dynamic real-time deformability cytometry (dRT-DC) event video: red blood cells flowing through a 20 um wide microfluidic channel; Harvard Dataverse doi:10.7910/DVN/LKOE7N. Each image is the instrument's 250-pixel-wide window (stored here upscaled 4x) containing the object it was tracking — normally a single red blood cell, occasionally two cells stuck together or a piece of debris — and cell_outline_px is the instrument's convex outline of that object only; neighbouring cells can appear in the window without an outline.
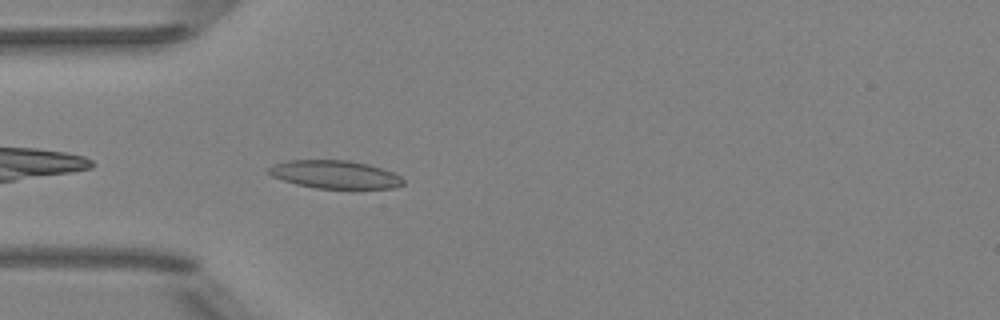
{"species": "Egyptian fruit bat (a non-hibernating species)", "species_latin": "Rousettus aegyptiacus", "temperature_condition": "room temperature", "stored_images_in_passage": 38, "camera_frame_rate_fps": 3000, "um_per_image_px": 0.085, "animal": {"sex": "female"}, "frame": {"image": 1, "passage_image": 2, "time_ms": 0.333, "image_size_px": [1000, 320], "cell_outline_px": [[404, 184], [392, 188], [316, 188], [296, 184], [272, 176], [268, 172], [268, 168], [272, 164], [288, 160], [348, 160], [368, 164], [392, 172], [400, 176], [404, 180]], "centroid_in_image_um": [28.45, 14.82], "position_along_channel_um": 56.6, "area_um2": 21.85}}
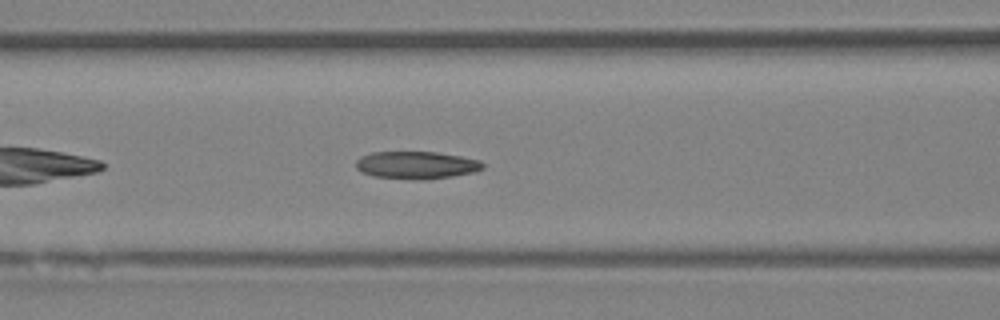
{"frame": {"image": 2, "passage_image": 8, "time_ms": 2.333, "image_size_px": [1000, 320], "cell_outline_px": [[484, 168], [476, 172], [428, 180], [412, 180], [372, 176], [360, 172], [356, 168], [356, 160], [360, 156], [372, 152], [436, 152], [460, 156], [480, 160], [484, 164]], "centroid_in_image_um": [35.38, 14.04], "position_along_channel_um": 131.2, "area_um2": 20.69}}
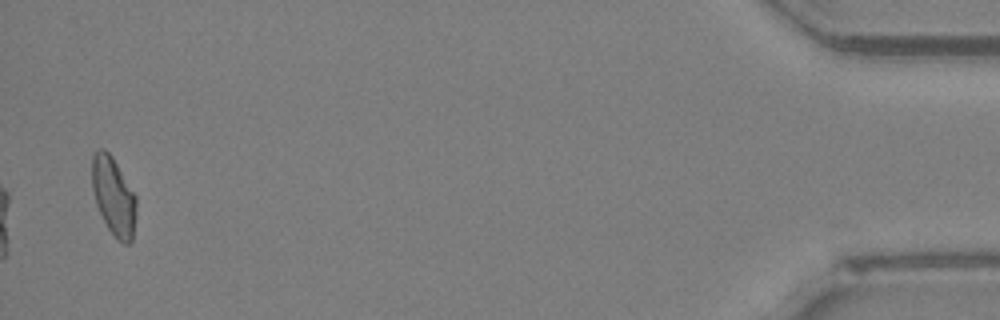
{"frame": {"image": 3, "passage_image": 37, "time_ms": 12.0, "image_size_px": [1000, 320], "cell_outline_px": [[136, 212], [132, 240], [128, 244], [124, 244], [108, 228], [96, 204], [92, 188], [92, 156], [100, 148], [104, 148], [112, 156], [136, 196]], "centroid_in_image_um": [9.65, 16.66], "position_along_channel_um": 425.5, "area_um2": 19.88}, "authors_computed_cell_mechanics": {"area_um2": 19.8832, "velocity_mm_per_s": 3.9759, "shape_relaxation_time_tau1_ms": null, "shape_relaxation_time_tau2_ms": 4.3952, "deformation_change_tau1": null, "deformation_change_tau2": 0.0904}}